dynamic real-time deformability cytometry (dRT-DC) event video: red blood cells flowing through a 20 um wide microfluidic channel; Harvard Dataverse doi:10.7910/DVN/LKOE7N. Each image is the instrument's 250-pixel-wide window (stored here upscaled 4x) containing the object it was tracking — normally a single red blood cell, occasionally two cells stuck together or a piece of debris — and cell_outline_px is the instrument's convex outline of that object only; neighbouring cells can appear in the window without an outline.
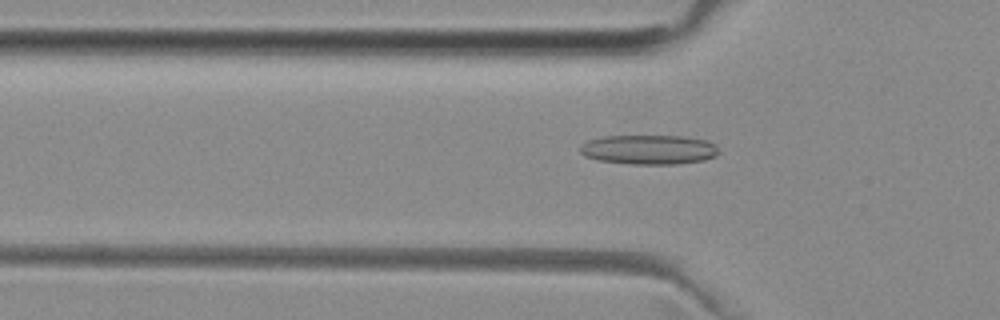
{"species": "common noctule bat (a hibernating species)", "species_latin": "Nyctalus noctula", "temperature_condition": "room temperature", "stored_images_in_passage": 44, "camera_frame_rate_fps": 3000, "um_per_image_px": 0.085, "animal": {"sex": "female", "body_mass_g": 29.2, "forearm_length_mm": 56.3}, "frame": {"image": 1, "passage_image": 16, "time_ms": 5.0, "image_size_px": [1000, 320], "cell_outline_px": [[720, 152], [716, 156], [704, 160], [676, 164], [632, 164], [600, 160], [584, 156], [580, 152], [580, 148], [588, 140], [604, 136], [684, 136], [708, 140], [716, 144]], "centroid_in_image_um": [55.22, 12.71], "position_along_channel_um": 70.6, "area_um2": 23.93}}
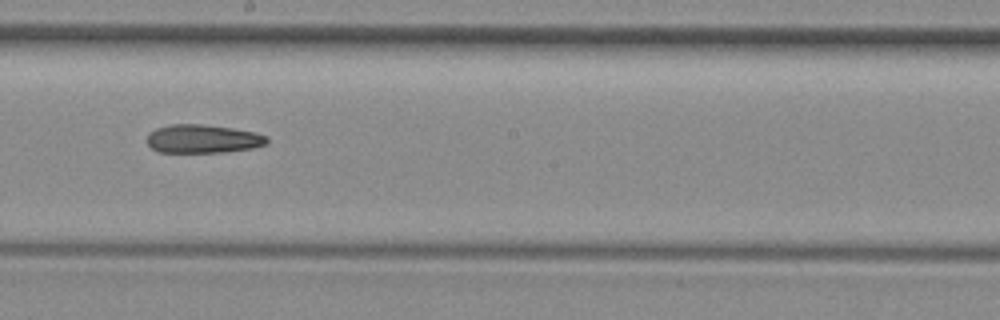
{"frame": {"image": 2, "passage_image": 28, "time_ms": 9.0, "image_size_px": [1000, 320], "cell_outline_px": [[268, 144], [252, 148], [224, 152], [156, 152], [148, 144], [148, 132], [156, 128], [172, 124], [200, 124], [232, 128], [256, 132], [268, 136]], "centroid_in_image_um": [17.26, 11.8], "position_along_channel_um": 230.9, "area_um2": 20.0}}
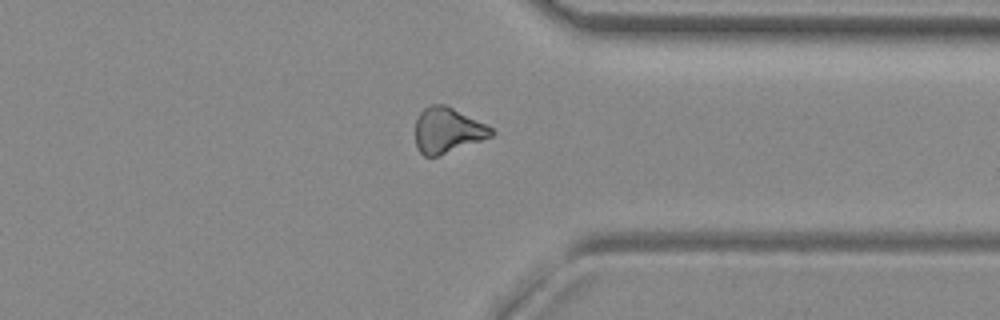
{"frame": {"image": 3, "passage_image": 39, "time_ms": 12.667, "image_size_px": [1000, 320], "cell_outline_px": [[496, 132], [492, 136], [436, 156], [424, 156], [420, 152], [416, 144], [416, 120], [420, 112], [424, 108], [432, 104], [444, 104], [492, 128]], "centroid_in_image_um": [38.01, 11.07], "position_along_channel_um": 373.4, "area_um2": 19.54}}